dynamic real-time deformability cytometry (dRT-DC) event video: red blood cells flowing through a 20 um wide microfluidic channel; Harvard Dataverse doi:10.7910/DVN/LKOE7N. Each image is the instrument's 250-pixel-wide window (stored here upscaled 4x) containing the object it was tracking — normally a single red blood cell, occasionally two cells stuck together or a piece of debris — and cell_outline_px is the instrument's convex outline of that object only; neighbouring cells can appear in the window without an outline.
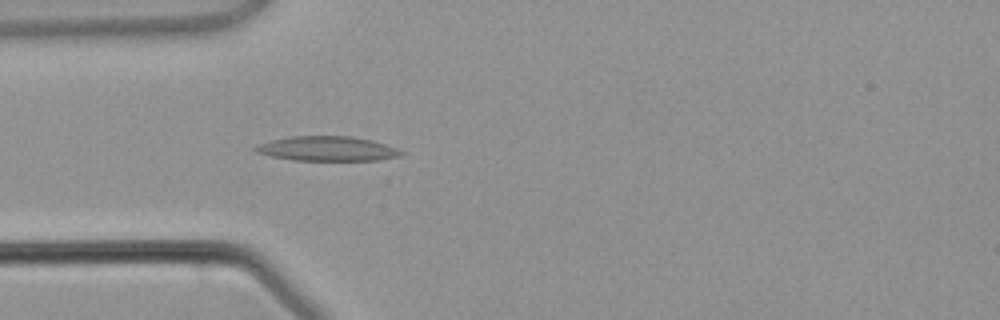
{"species": "common noctule bat (a hibernating species)", "species_latin": "Nyctalus noctula", "temperature_condition": "warm", "stored_images_in_passage": 2, "camera_frame_rate_fps": 3000, "um_per_image_px": 0.085, "animal": {"sex": "male", "body_mass_g": 21.5, "forearm_length_mm": 52.0}, "frame": {"image": 1, "passage_image": 2, "time_ms": 1.667, "image_size_px": [1000, 320], "cell_outline_px": [[404, 152], [400, 156], [376, 160], [292, 160], [272, 156], [256, 152], [252, 148], [260, 144], [272, 140], [292, 136], [348, 136], [372, 140], [396, 148]], "centroid_in_image_um": [27.81, 12.64], "position_along_channel_um": 57.2, "area_um2": 20.63}}